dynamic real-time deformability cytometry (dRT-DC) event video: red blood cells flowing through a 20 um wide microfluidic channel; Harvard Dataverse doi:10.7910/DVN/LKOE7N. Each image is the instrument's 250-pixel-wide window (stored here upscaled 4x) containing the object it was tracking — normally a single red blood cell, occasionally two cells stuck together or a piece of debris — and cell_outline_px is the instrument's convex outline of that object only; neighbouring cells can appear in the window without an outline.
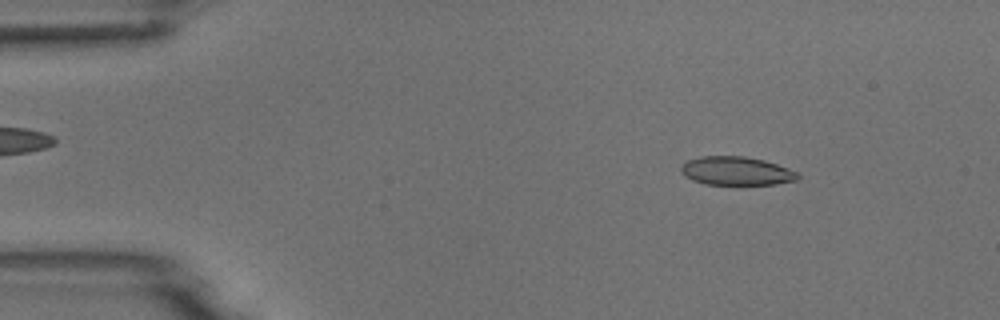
{"species": "common noctule bat (a hibernating species)", "species_latin": "Nyctalus noctula", "temperature_condition": "room temperature", "stored_images_in_passage": 3, "camera_frame_rate_fps": 3000, "um_per_image_px": 0.085, "animal": {"sex": "male", "body_mass_g": 18.8}, "frame": {"image": 1, "passage_image": 1, "time_ms": 0.0, "image_size_px": [1000, 320], "cell_outline_px": [[800, 176], [796, 180], [776, 184], [704, 184], [692, 180], [684, 176], [680, 172], [680, 164], [688, 160], [700, 156], [744, 156], [764, 160], [788, 168], [796, 172]], "centroid_in_image_um": [62.53, 14.52], "position_along_channel_um": 22.5, "area_um2": 19.48}}